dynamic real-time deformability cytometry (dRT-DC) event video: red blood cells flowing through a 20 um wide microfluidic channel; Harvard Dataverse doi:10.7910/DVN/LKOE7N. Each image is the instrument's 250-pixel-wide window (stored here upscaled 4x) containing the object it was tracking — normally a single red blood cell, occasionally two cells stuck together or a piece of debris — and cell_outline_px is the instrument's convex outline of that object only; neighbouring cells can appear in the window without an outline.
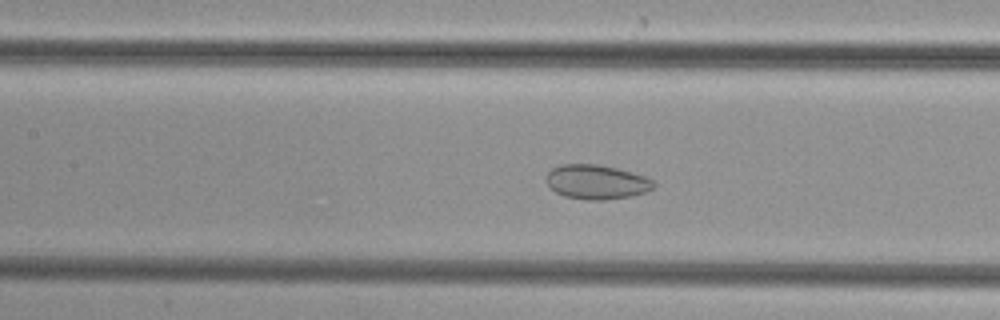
{"species": "common noctule bat (a hibernating species)", "species_latin": "Nyctalus noctula", "temperature_condition": "cold", "stored_images_in_passage": 39, "camera_frame_rate_fps": 3000, "um_per_image_px": 0.085, "animal": {"sex": "female", "body_mass_g": 29.2, "forearm_length_mm": 56.3}, "frame": {"image": 1, "passage_image": 11, "time_ms": 3.333, "image_size_px": [1000, 320], "cell_outline_px": [[656, 184], [652, 188], [644, 192], [632, 196], [604, 200], [584, 200], [564, 196], [556, 192], [544, 180], [544, 176], [552, 168], [560, 164], [596, 164], [616, 168], [632, 172], [644, 176], [652, 180]], "centroid_in_image_um": [50.66, 15.47], "position_along_channel_um": 156.7, "area_um2": 21.62}}
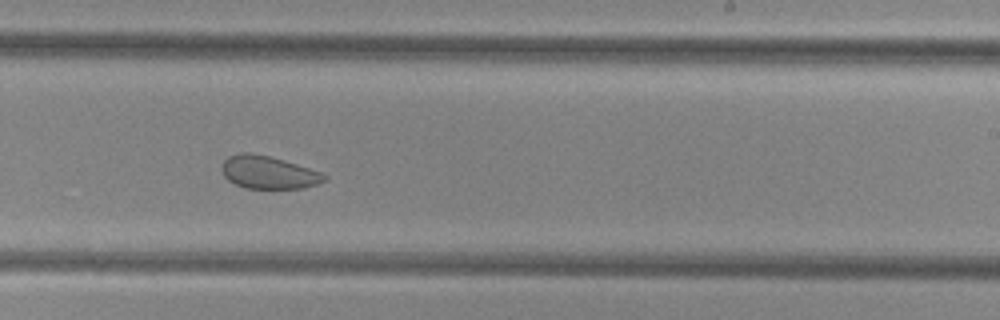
{"frame": {"image": 2, "passage_image": 19, "time_ms": 6.0, "image_size_px": [1000, 320], "cell_outline_px": [[328, 176], [324, 180], [316, 184], [304, 188], [244, 188], [228, 180], [224, 176], [220, 168], [224, 160], [228, 156], [244, 152], [248, 152], [268, 156], [296, 164], [320, 172]], "centroid_in_image_um": [22.77, 14.65], "position_along_channel_um": 266.2, "area_um2": 19.36}}
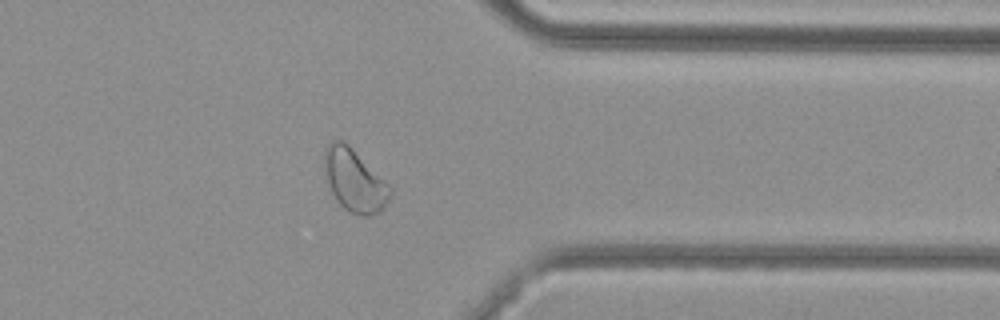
{"frame": {"image": 3, "passage_image": 28, "time_ms": 9.0, "image_size_px": [1000, 320], "cell_outline_px": [[392, 192], [388, 200], [380, 212], [368, 216], [364, 216], [348, 212], [336, 200], [328, 184], [324, 156], [324, 152], [328, 144], [332, 140], [340, 140], [348, 144], [392, 188]], "centroid_in_image_um": [30.14, 15.36], "position_along_channel_um": 381.3, "area_um2": 23.52}}